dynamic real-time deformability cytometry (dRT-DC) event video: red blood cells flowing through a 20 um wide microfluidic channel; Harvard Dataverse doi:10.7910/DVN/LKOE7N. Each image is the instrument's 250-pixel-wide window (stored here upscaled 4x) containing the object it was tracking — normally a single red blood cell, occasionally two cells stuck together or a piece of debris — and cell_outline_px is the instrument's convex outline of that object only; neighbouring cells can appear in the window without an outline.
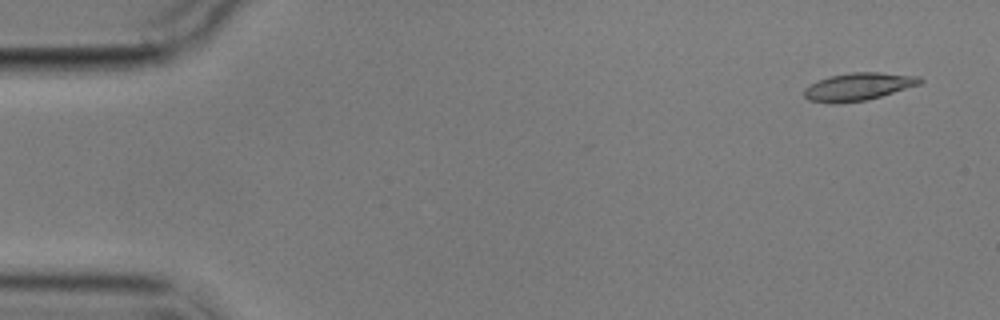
{"species": "common noctule bat (a hibernating species)", "species_latin": "Nyctalus noctula", "temperature_condition": "cold", "stored_images_in_passage": 2, "camera_frame_rate_fps": 3000, "um_per_image_px": 0.085, "animal": {"sex": "male", "body_mass_g": 17.9}, "frame": {"image": 1, "passage_image": 1, "time_ms": 0.0, "image_size_px": [1000, 320], "cell_outline_px": [[924, 80], [920, 84], [868, 100], [836, 104], [832, 104], [808, 100], [804, 96], [804, 88], [828, 76], [852, 72], [880, 72], [920, 76]], "centroid_in_image_um": [72.96, 7.37], "position_along_channel_um": 12.0, "area_um2": 18.79}}